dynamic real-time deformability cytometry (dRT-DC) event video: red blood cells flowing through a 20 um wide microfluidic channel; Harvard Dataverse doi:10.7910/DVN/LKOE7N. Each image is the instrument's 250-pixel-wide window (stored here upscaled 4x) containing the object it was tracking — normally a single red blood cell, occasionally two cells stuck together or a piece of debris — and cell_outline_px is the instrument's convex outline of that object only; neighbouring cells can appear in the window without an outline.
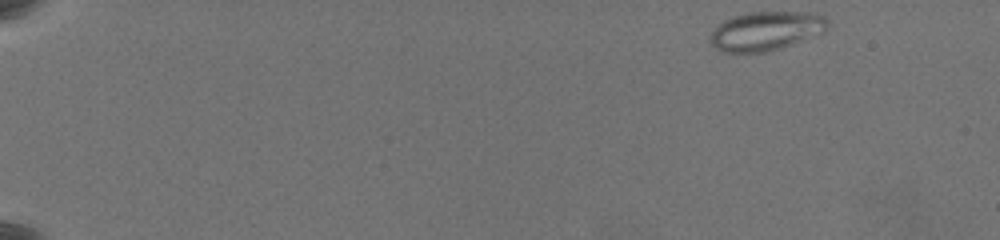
{"species": "common noctule bat (a hibernating species)", "species_latin": "Nyctalus noctula", "temperature_condition": "warm", "stored_images_in_passage": 56, "camera_frame_rate_fps": 3000, "um_per_image_px": 0.085, "animal": {"sex": "female", "body_mass_g": 19.5, "forearm_length_mm": 54.1}, "frame": {"image": 1, "passage_image": 1, "time_ms": 0.0, "image_size_px": [1000, 240], "cell_outline_px": [[828, 28], [820, 32], [792, 44], [780, 48], [764, 52], [720, 52], [708, 40], [708, 36], [724, 20], [748, 12], [816, 12], [824, 16], [828, 20]], "centroid_in_image_um": [65.09, 2.62], "position_along_channel_um": 19.9, "area_um2": 26.47}}
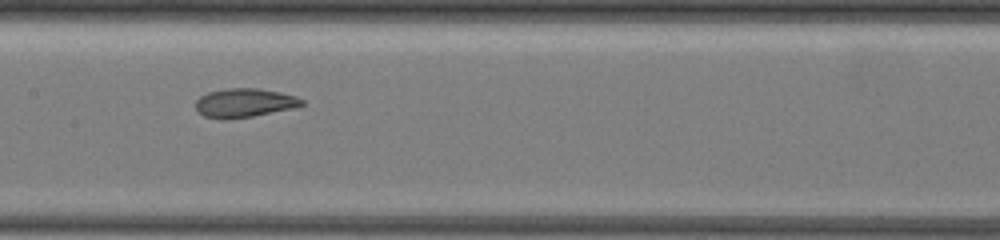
{"frame": {"image": 2, "passage_image": 29, "time_ms": 9.333, "image_size_px": [1000, 240], "cell_outline_px": [[304, 104], [292, 108], [252, 116], [224, 120], [220, 120], [204, 116], [196, 108], [196, 100], [200, 96], [208, 92], [228, 88], [260, 88], [280, 92], [296, 96], [304, 100]], "centroid_in_image_um": [20.76, 8.74], "position_along_channel_um": 186.6, "area_um2": 17.86}}
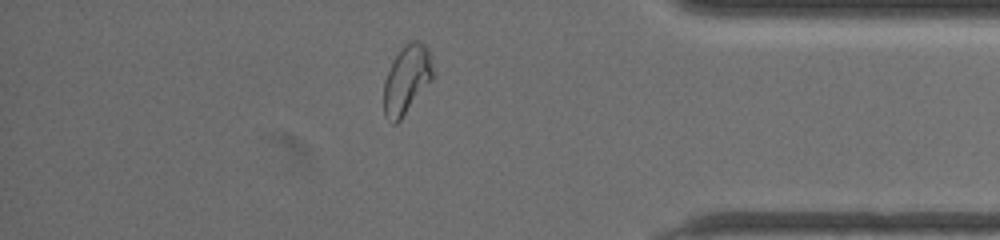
{"frame": {"image": 3, "passage_image": 49, "time_ms": 16.0, "image_size_px": [1000, 240], "cell_outline_px": [[432, 80], [400, 120], [396, 124], [392, 124], [384, 116], [384, 80], [396, 56], [408, 40], [420, 40], [428, 48], [432, 68]], "centroid_in_image_um": [34.56, 6.77], "position_along_channel_um": 400.6, "area_um2": 19.42}, "authors_computed_cell_mechanics": {"area_um2": 19.7387, "velocity_mm_per_s": 3.499, "shape_relaxation_time_tau1_ms": 8.2313, "shape_relaxation_time_tau2_ms": 2.3239, "deformation_change_tau1": 0.1758, "deformation_change_tau2": 0.0454}}